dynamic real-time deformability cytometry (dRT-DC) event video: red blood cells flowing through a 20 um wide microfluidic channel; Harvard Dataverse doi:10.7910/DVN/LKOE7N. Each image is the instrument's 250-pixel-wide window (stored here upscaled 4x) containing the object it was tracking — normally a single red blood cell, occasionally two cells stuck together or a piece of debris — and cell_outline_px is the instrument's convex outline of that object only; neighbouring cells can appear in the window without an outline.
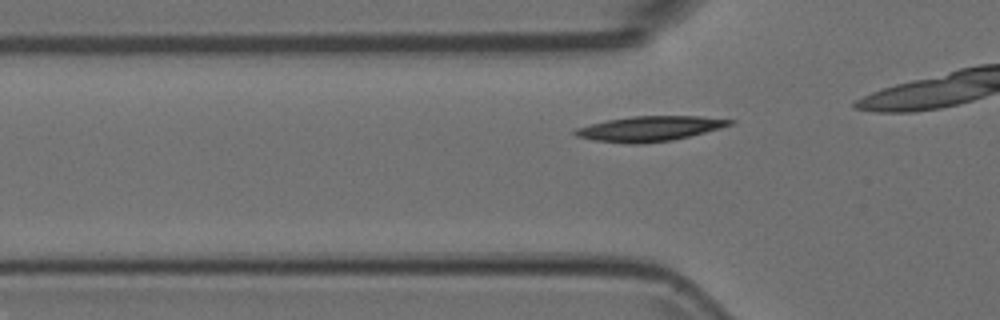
{"species": "Egyptian fruit bat (a non-hibernating species)", "species_latin": "Rousettus aegyptiacus", "temperature_condition": "room temperature", "stored_images_in_passage": 7, "camera_frame_rate_fps": 3000, "um_per_image_px": 0.085, "animal": {"sex": "female"}, "frame": {"image": 1, "passage_image": 2, "time_ms": 0.333, "image_size_px": [1000, 320], "cell_outline_px": [[736, 120], [732, 124], [720, 128], [672, 140], [640, 144], [628, 144], [596, 140], [576, 136], [572, 132], [576, 128], [608, 120], [632, 116], [700, 116]], "centroid_in_image_um": [55.23, 10.93], "position_along_channel_um": 70.6, "area_um2": 22.31}}
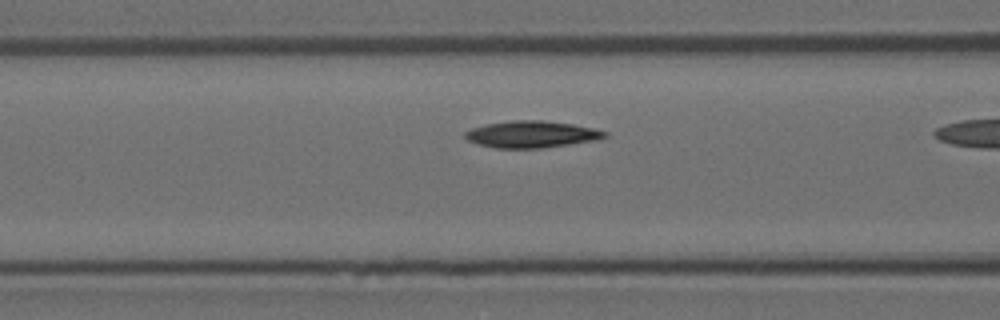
{"frame": {"image": 2, "passage_image": 6, "time_ms": 1.667, "image_size_px": [1000, 320], "cell_outline_px": [[608, 136], [600, 140], [540, 148], [496, 148], [480, 144], [468, 140], [464, 136], [464, 132], [472, 128], [488, 124], [512, 120], [544, 120], [572, 124], [592, 128], [608, 132]], "centroid_in_image_um": [45.23, 11.41], "position_along_channel_um": 121.4, "area_um2": 21.73}}